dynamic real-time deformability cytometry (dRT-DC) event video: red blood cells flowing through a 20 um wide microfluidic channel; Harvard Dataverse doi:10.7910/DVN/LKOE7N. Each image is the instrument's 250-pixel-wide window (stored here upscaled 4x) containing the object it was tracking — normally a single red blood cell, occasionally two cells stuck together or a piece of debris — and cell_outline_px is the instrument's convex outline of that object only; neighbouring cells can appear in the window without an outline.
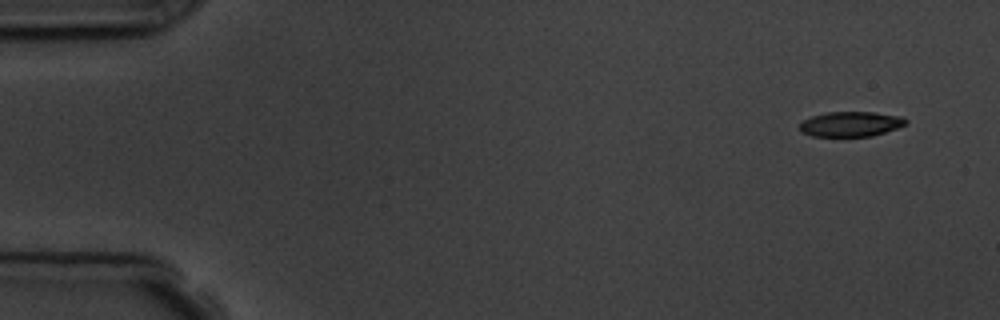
{"species": "common noctule bat (a hibernating species)", "species_latin": "Nyctalus noctula", "temperature_condition": "room temperature", "stored_images_in_passage": 9, "camera_frame_rate_fps": 3000, "um_per_image_px": 0.085, "animal": {"sex": "male", "body_mass_g": 19.5, "forearm_length_mm": 54.6}, "frame": {"image": 1, "passage_image": 1, "time_ms": 0.0, "image_size_px": [1000, 320], "cell_outline_px": [[908, 124], [872, 136], [812, 136], [800, 132], [800, 124], [804, 120], [812, 116], [824, 112], [872, 112], [900, 116], [908, 120]], "centroid_in_image_um": [72.31, 10.54], "position_along_channel_um": 12.7, "area_um2": 15.43}}